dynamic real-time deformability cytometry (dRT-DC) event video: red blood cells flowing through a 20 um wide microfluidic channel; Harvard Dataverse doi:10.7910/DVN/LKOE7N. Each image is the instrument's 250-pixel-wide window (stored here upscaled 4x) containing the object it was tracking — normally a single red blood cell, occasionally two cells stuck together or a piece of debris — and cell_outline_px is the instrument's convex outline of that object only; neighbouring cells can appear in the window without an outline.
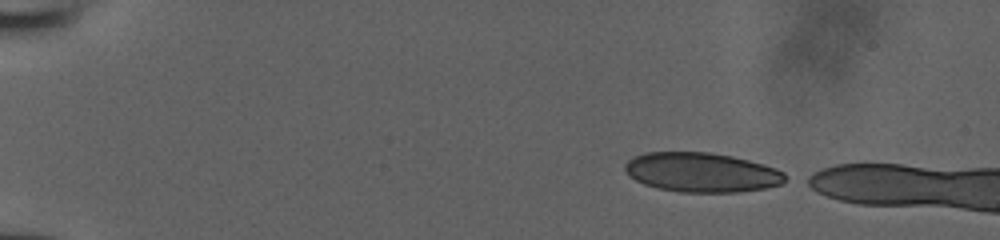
{"species": "human", "species_latin": "Homo sapiens", "temperature_condition": "room temperature", "stored_images_in_passage": 11, "camera_frame_rate_fps": 3000, "um_per_image_px": 0.085, "donor": {"sex": "male"}, "frame": {"image": 1, "passage_image": 1, "time_ms": 0.0, "image_size_px": [1000, 240], "cell_outline_px": [[784, 180], [780, 184], [764, 188], [736, 192], [680, 192], [660, 188], [644, 184], [636, 180], [624, 168], [624, 164], [632, 156], [644, 152], [708, 152], [732, 156], [764, 164], [776, 168], [784, 172]], "centroid_in_image_um": [59.62, 14.64], "position_along_channel_um": 25.4, "area_um2": 36.65}}